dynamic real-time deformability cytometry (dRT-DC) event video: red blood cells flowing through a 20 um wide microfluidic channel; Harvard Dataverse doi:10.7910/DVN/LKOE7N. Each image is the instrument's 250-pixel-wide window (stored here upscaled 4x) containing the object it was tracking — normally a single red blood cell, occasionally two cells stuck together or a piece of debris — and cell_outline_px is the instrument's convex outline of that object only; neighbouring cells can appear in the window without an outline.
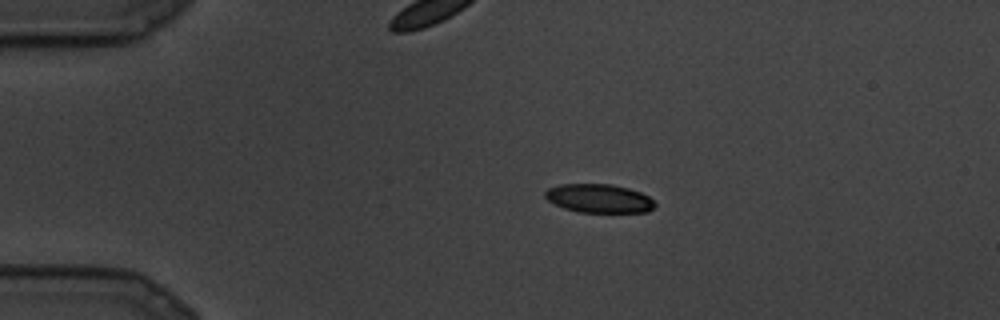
{"species": "common noctule bat (a hibernating species)", "species_latin": "Nyctalus noctula", "temperature_condition": "cold", "stored_images_in_passage": 11, "camera_frame_rate_fps": 3000, "um_per_image_px": 0.085, "animal": {"sex": "male", "body_mass_g": 19.5, "forearm_length_mm": 54.6}, "frame": {"image": 1, "passage_image": 4, "time_ms": 1.0, "image_size_px": [1000, 320], "cell_outline_px": [[656, 204], [648, 212], [580, 212], [564, 208], [548, 200], [544, 196], [544, 192], [548, 188], [560, 184], [612, 184], [628, 188], [640, 192], [648, 196]], "centroid_in_image_um": [50.9, 16.86], "position_along_channel_um": 34.1, "area_um2": 18.26}}
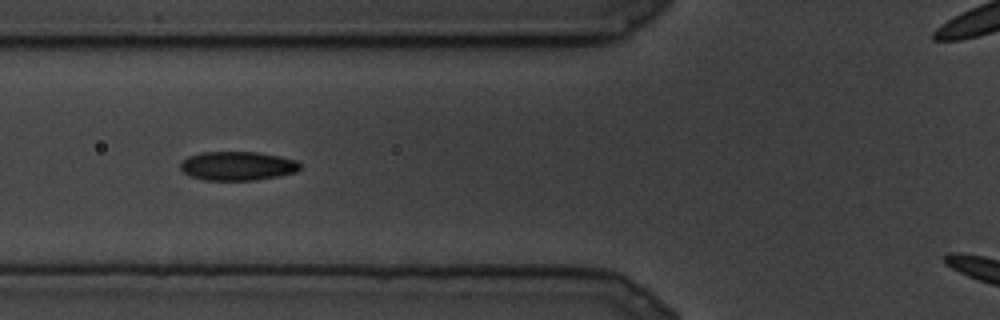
{"frame": {"image": 2, "passage_image": 8, "time_ms": 2.333, "image_size_px": [1000, 320], "cell_outline_px": [[300, 168], [296, 172], [280, 176], [252, 180], [204, 180], [192, 176], [184, 172], [180, 168], [180, 164], [188, 156], [200, 152], [256, 152], [280, 156], [296, 160], [300, 164]], "centroid_in_image_um": [20.2, 14.1], "position_along_channel_um": 105.6, "area_um2": 20.11}}
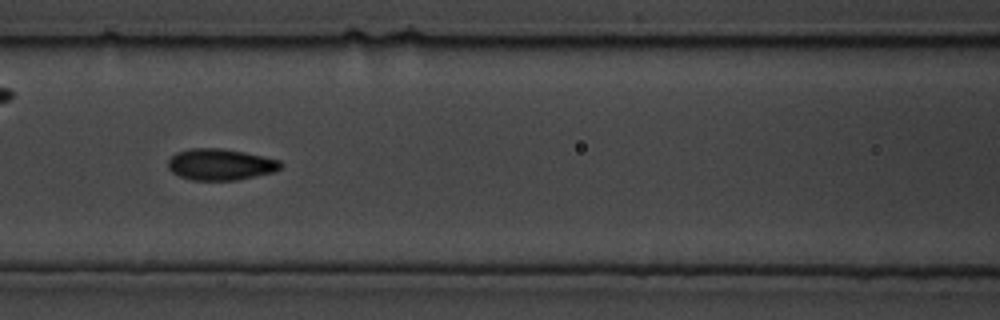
{"frame": {"image": 3, "passage_image": 10, "time_ms": 3.0, "image_size_px": [1000, 320], "cell_outline_px": [[284, 164], [276, 172], [236, 180], [192, 180], [180, 176], [172, 172], [168, 168], [168, 160], [176, 152], [188, 148], [220, 148], [244, 152], [280, 160]], "centroid_in_image_um": [18.74, 13.98], "position_along_channel_um": 147.9, "area_um2": 20.69}}